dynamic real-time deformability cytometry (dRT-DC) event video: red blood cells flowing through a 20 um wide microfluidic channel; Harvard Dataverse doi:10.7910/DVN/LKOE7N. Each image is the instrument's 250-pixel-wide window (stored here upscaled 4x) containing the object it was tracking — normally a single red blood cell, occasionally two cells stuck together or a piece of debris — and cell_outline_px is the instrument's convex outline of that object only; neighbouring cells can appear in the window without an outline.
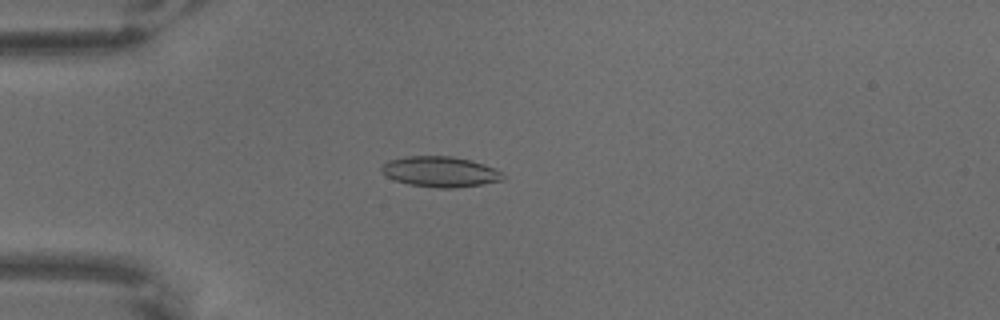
{"species": "common noctule bat (a hibernating species)", "species_latin": "Nyctalus noctula", "temperature_condition": "warm", "stored_images_in_passage": 40, "camera_frame_rate_fps": 3000, "um_per_image_px": 0.085, "animal": {"sex": "male", "body_mass_g": 18.8}, "frame": {"image": 1, "passage_image": 8, "time_ms": 2.333, "image_size_px": [1000, 320], "cell_outline_px": [[504, 180], [456, 188], [436, 188], [408, 184], [396, 180], [380, 172], [380, 168], [388, 160], [404, 156], [452, 156], [472, 160], [484, 164], [500, 172], [504, 176]], "centroid_in_image_um": [37.39, 14.59], "position_along_channel_um": 47.6, "area_um2": 21.56}}
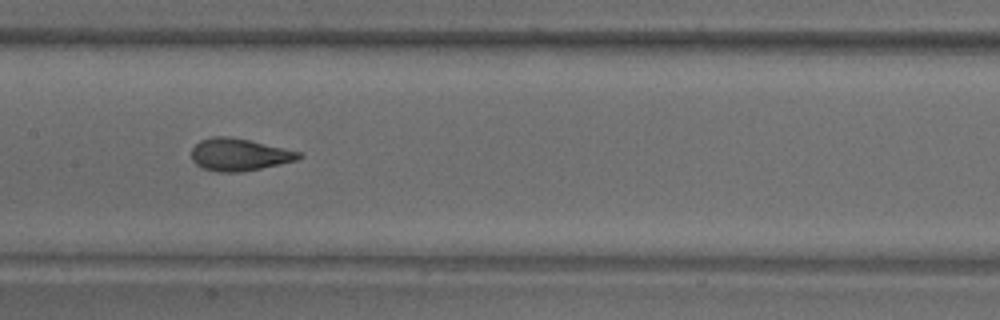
{"frame": {"image": 2, "passage_image": 23, "time_ms": 7.333, "image_size_px": [1000, 320], "cell_outline_px": [[304, 156], [296, 160], [280, 164], [244, 172], [220, 172], [200, 168], [192, 160], [192, 148], [200, 140], [212, 136], [228, 136], [248, 140], [300, 152]], "centroid_in_image_um": [20.3, 13.15], "position_along_channel_um": 187.1, "area_um2": 20.17}}
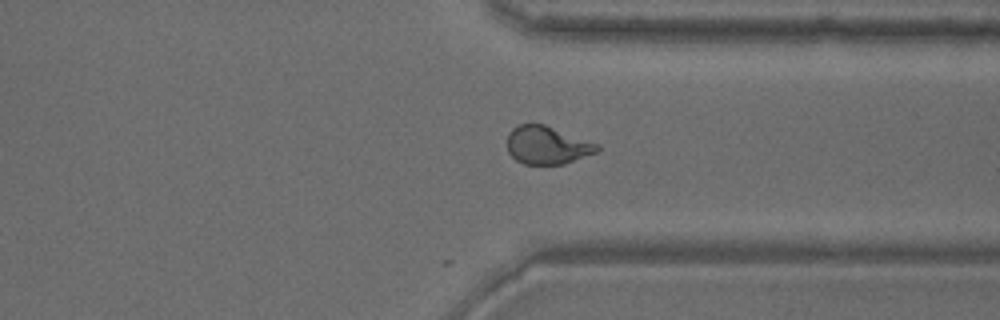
{"frame": {"image": 3, "passage_image": 40, "time_ms": 13.0, "image_size_px": [1000, 320], "cell_outline_px": [[600, 152], [564, 164], [524, 164], [516, 160], [508, 152], [508, 132], [512, 128], [520, 124], [544, 124], [600, 144]], "centroid_in_image_um": [46.55, 12.34], "position_along_channel_um": 364.8, "area_um2": 20.11}}